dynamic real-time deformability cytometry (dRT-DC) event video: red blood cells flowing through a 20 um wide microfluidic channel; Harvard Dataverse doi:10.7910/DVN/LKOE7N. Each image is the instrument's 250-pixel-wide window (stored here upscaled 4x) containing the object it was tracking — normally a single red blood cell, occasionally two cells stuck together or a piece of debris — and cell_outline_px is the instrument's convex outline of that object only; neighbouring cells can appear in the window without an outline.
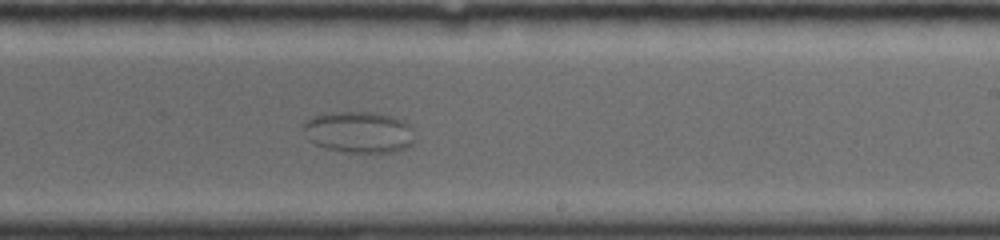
{"species": "common noctule bat (a hibernating species)", "species_latin": "Nyctalus noctula", "temperature_condition": "room temperature", "stored_images_in_passage": 22, "camera_frame_rate_fps": 4000, "um_per_image_px": 0.085, "animal": {"sex": "female", "body_mass_g": 19.0, "forearm_length_mm": 56.7}, "frame": {"image": 1, "passage_image": 10, "time_ms": 5.5, "image_size_px": [1000, 240], "cell_outline_px": [[412, 144], [396, 152], [348, 152], [328, 148], [316, 144], [308, 140], [304, 128], [304, 120], [312, 116], [328, 112], [368, 112], [392, 116], [404, 120], [412, 128]], "centroid_in_image_um": [30.49, 11.22], "position_along_channel_um": 258.5, "area_um2": 26.7}}